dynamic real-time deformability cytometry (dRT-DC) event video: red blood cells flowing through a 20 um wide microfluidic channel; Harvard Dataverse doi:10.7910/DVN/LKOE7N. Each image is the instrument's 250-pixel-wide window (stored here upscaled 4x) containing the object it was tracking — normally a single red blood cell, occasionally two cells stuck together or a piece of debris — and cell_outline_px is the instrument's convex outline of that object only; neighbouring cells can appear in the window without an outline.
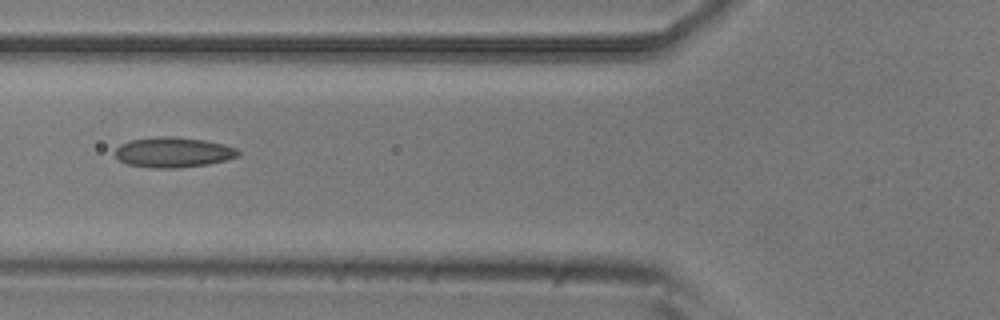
{"species": "common noctule bat (a hibernating species)", "species_latin": "Nyctalus noctula", "temperature_condition": "room temperature", "stored_images_in_passage": 6, "camera_frame_rate_fps": 3000, "um_per_image_px": 0.085, "animal": {"sex": "male", "body_mass_g": 20.5, "forearm_length_mm": 52.5}, "frame": {"image": 1, "passage_image": 6, "time_ms": 1.667, "image_size_px": [1000, 320], "cell_outline_px": [[240, 156], [208, 164], [176, 168], [156, 168], [128, 164], [120, 160], [116, 156], [116, 148], [120, 144], [128, 140], [156, 136], [172, 136], [204, 140], [224, 144], [236, 148], [240, 152]], "centroid_in_image_um": [14.73, 12.93], "position_along_channel_um": 111.1, "area_um2": 21.68}}